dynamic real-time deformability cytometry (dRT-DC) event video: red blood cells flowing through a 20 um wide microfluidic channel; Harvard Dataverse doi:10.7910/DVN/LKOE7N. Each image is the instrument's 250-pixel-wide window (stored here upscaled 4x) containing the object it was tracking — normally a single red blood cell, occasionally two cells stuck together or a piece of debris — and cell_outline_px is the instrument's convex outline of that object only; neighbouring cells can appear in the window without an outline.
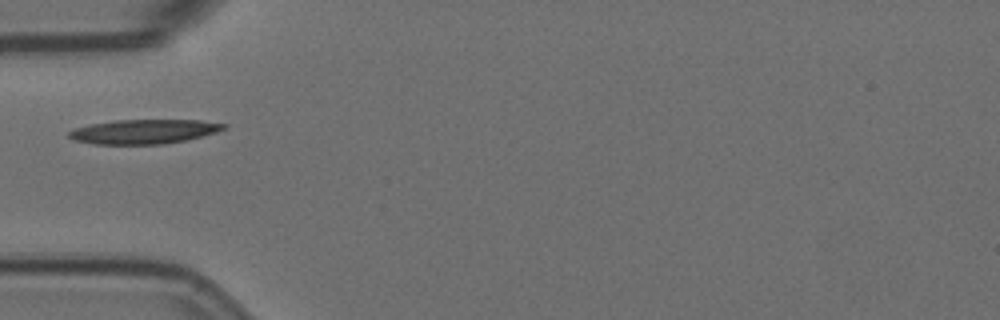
{"species": "Egyptian fruit bat (a non-hibernating species)", "species_latin": "Rousettus aegyptiacus", "temperature_condition": "room temperature", "stored_images_in_passage": 8, "camera_frame_rate_fps": 3000, "um_per_image_px": 0.085, "animal": {"sex": "female"}, "frame": {"image": 1, "passage_image": 4, "time_ms": 1.0, "image_size_px": [1000, 320], "cell_outline_px": [[228, 128], [216, 132], [184, 140], [164, 144], [92, 144], [76, 140], [68, 136], [68, 132], [76, 128], [88, 124], [116, 120], [200, 120], [228, 124]], "centroid_in_image_um": [12.24, 11.18], "position_along_channel_um": 72.8, "area_um2": 21.91}}
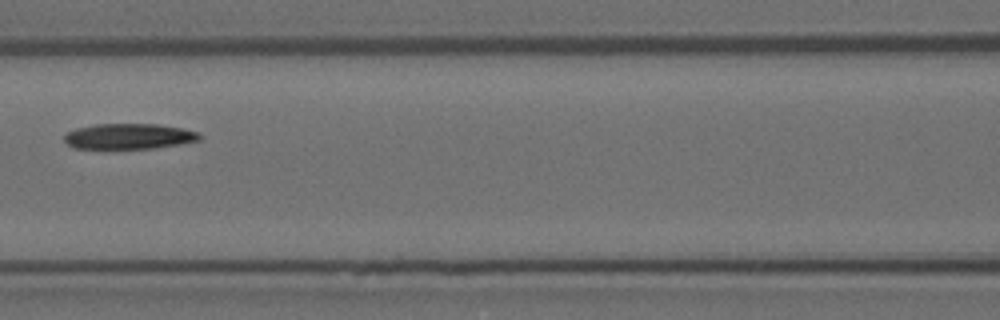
{"frame": {"image": 2, "passage_image": 6, "time_ms": 1.667, "image_size_px": [1000, 320], "cell_outline_px": [[200, 140], [180, 144], [156, 148], [104, 152], [72, 148], [64, 140], [64, 136], [68, 132], [76, 128], [96, 124], [156, 124], [184, 128], [200, 132]], "centroid_in_image_um": [10.9, 11.64], "position_along_channel_um": 155.7, "area_um2": 21.33}}
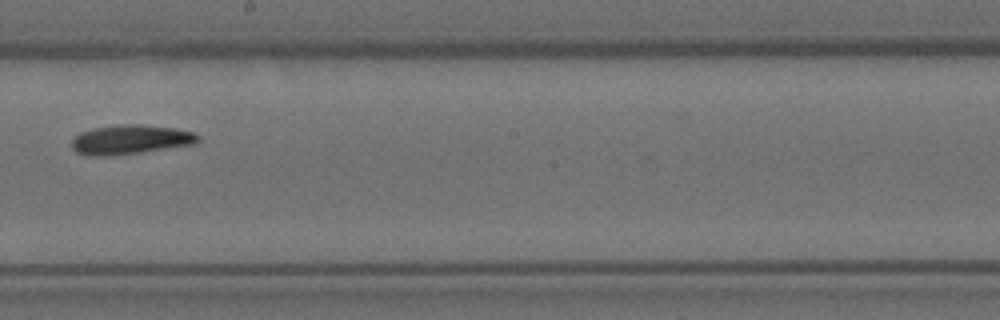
{"frame": {"image": 3, "passage_image": 8, "time_ms": 2.333, "image_size_px": [1000, 320], "cell_outline_px": [[200, 140], [196, 144], [140, 152], [108, 156], [84, 156], [76, 152], [72, 148], [72, 140], [80, 132], [92, 128], [120, 124], [140, 124], [176, 128], [192, 132], [200, 136]], "centroid_in_image_um": [11.08, 11.86], "position_along_channel_um": 237.1, "area_um2": 21.79}}